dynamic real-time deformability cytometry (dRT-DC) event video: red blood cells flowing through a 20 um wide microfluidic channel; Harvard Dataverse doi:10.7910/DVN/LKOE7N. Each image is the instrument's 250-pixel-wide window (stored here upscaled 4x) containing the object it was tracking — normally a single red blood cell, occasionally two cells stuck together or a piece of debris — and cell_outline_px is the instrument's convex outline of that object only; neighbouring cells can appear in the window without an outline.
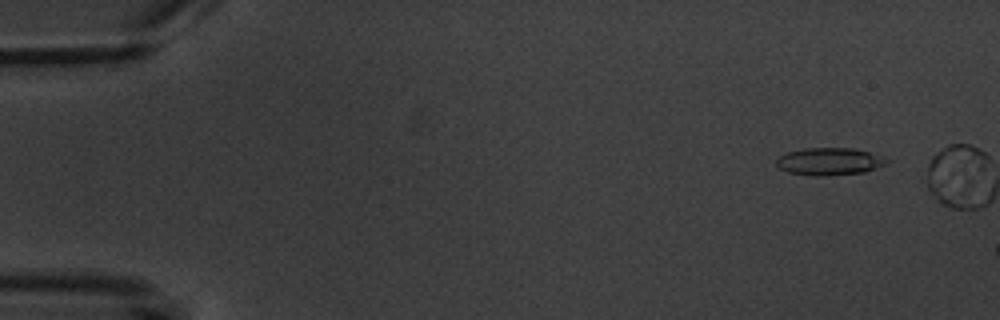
{"species": "common noctule bat (a hibernating species)", "species_latin": "Nyctalus noctula", "temperature_condition": "warm", "stored_images_in_passage": 3, "camera_frame_rate_fps": 3000, "um_per_image_px": 0.085, "animal": {"sex": "male", "body_mass_g": 20.1, "forearm_length_mm": 53.5}, "frame": {"image": 1, "passage_image": 1, "time_ms": 0.0, "image_size_px": [1000, 320], "cell_outline_px": [[892, 160], [888, 164], [864, 172], [820, 176], [812, 176], [788, 172], [780, 168], [776, 164], [776, 160], [780, 156], [788, 152], [804, 148], [856, 148]], "centroid_in_image_um": [70.53, 13.72], "position_along_channel_um": 14.5, "area_um2": 17.63}}